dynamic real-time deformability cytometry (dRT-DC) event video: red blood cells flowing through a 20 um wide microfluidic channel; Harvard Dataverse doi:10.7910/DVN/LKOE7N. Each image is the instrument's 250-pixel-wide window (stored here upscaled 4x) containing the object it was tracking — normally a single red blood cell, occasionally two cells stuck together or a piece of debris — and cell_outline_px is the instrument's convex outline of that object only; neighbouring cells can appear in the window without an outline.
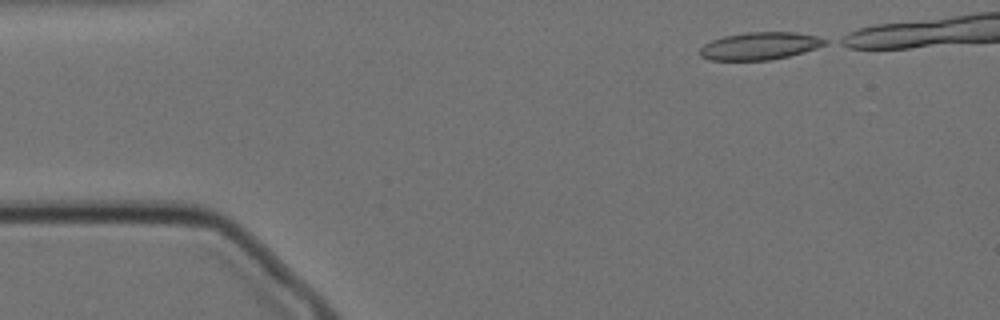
{"species": "Egyptian fruit bat (a non-hibernating species)", "species_latin": "Rousettus aegyptiacus", "temperature_condition": "cold", "stored_images_in_passage": 40, "camera_frame_rate_fps": 3000, "um_per_image_px": 0.085, "animal": {"sex": "female"}, "frame": {"image": 1, "passage_image": 1, "time_ms": 0.0, "image_size_px": [1000, 320], "cell_outline_px": [[828, 44], [816, 48], [788, 56], [772, 60], [708, 60], [700, 56], [700, 48], [704, 44], [712, 40], [724, 36], [748, 32], [796, 32], [816, 36], [828, 40]], "centroid_in_image_um": [64.58, 3.91], "position_along_channel_um": 20.4, "area_um2": 20.06}}
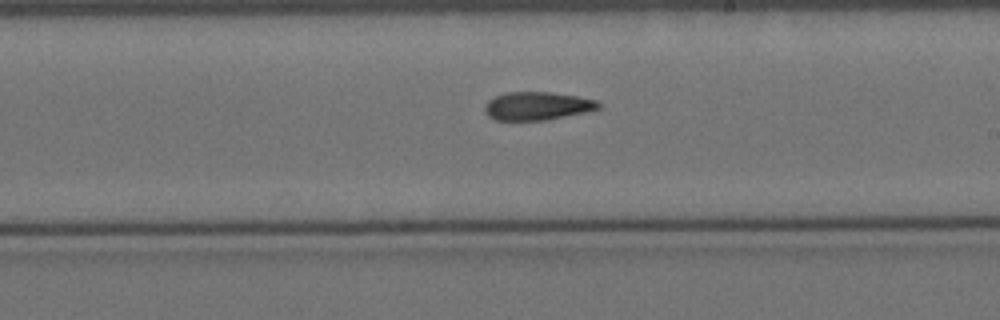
{"frame": {"image": 2, "passage_image": 26, "time_ms": 8.333, "image_size_px": [1000, 320], "cell_outline_px": [[600, 108], [588, 112], [548, 120], [496, 120], [488, 116], [484, 112], [484, 104], [488, 100], [496, 96], [508, 92], [552, 92], [576, 96], [596, 100], [600, 104]], "centroid_in_image_um": [45.66, 9.01], "position_along_channel_um": 243.3, "area_um2": 18.84}}
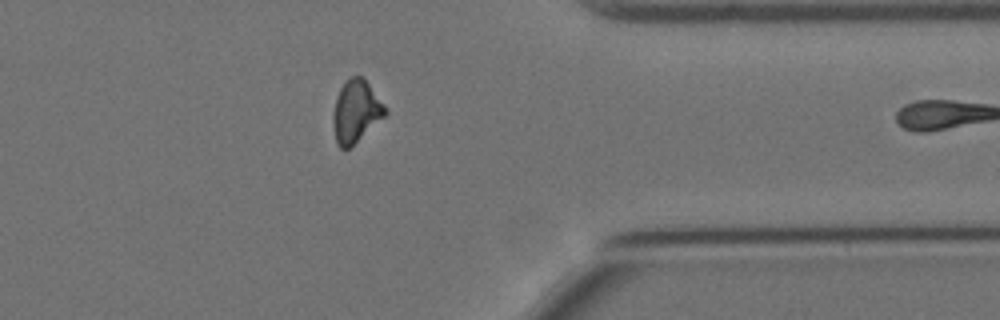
{"frame": {"image": 3, "passage_image": 39, "time_ms": 12.667, "image_size_px": [1000, 320], "cell_outline_px": [[388, 112], [384, 116], [348, 148], [340, 148], [336, 144], [332, 124], [332, 116], [336, 96], [340, 88], [352, 76], [364, 76], [384, 104]], "centroid_in_image_um": [30.23, 9.44], "position_along_channel_um": 381.2, "area_um2": 18.73}}